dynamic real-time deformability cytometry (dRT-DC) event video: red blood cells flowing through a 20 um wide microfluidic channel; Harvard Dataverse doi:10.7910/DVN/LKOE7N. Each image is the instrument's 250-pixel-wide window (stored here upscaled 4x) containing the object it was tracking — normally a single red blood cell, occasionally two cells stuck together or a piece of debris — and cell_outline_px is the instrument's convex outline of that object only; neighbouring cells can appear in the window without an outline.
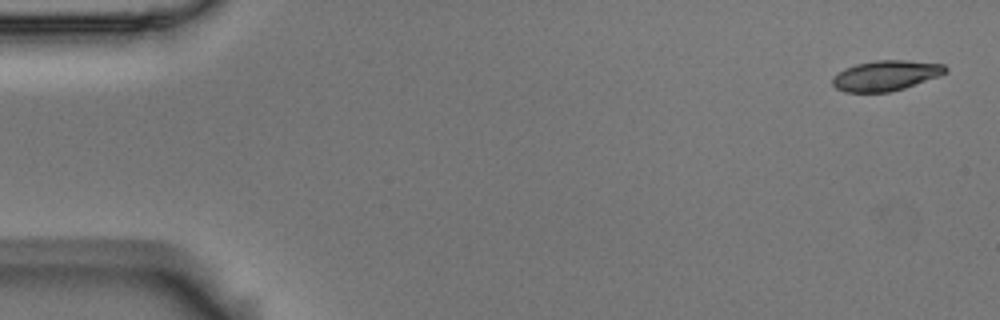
{"species": "Egyptian fruit bat (a non-hibernating species)", "species_latin": "Rousettus aegyptiacus", "temperature_condition": "room temperature", "stored_images_in_passage": 5, "camera_frame_rate_fps": 3000, "um_per_image_px": 0.085, "animal": {"sex": "male"}, "frame": {"image": 1, "passage_image": 1, "time_ms": 0.0, "image_size_px": [1000, 320], "cell_outline_px": [[948, 72], [940, 76], [904, 88], [888, 92], [844, 92], [836, 88], [832, 84], [832, 76], [844, 68], [856, 64], [876, 60], [908, 60], [944, 64], [948, 68]], "centroid_in_image_um": [75.3, 6.42], "position_along_channel_um": 9.7, "area_um2": 20.11}}
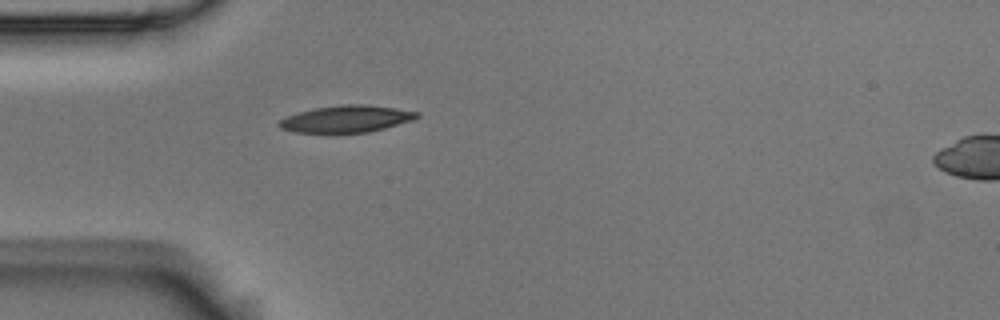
{"frame": {"image": 2, "passage_image": 5, "time_ms": 1.333, "image_size_px": [1000, 320], "cell_outline_px": [[420, 116], [412, 120], [384, 128], [368, 132], [296, 132], [280, 128], [276, 124], [280, 120], [288, 116], [300, 112], [316, 108], [344, 104], [364, 104], [396, 108], [420, 112]], "centroid_in_image_um": [29.47, 10.1], "position_along_channel_um": 55.5, "area_um2": 21.27}}